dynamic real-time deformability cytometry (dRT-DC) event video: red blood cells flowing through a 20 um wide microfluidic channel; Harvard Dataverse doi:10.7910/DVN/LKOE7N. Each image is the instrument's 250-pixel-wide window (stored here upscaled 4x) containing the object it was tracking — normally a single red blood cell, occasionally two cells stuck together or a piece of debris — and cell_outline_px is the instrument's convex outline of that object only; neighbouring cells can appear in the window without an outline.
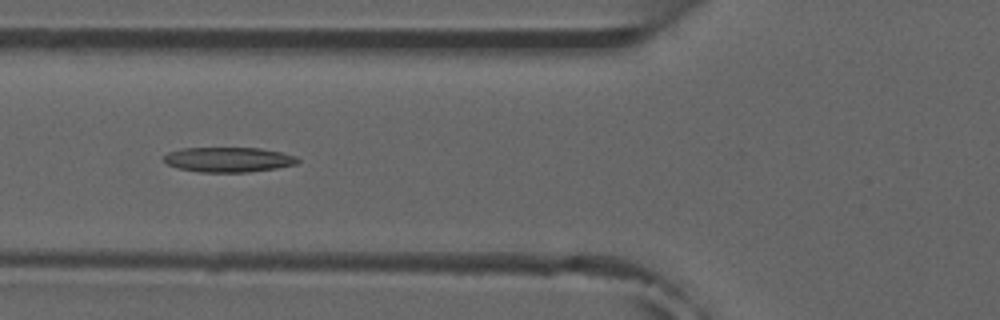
{"species": "common noctule bat (a hibernating species)", "species_latin": "Nyctalus noctula", "temperature_condition": "room temperature", "stored_images_in_passage": 5, "camera_frame_rate_fps": 3000, "um_per_image_px": 0.085, "animal": {"sex": "male", "forearm_length_mm": 52.5}, "frame": {"image": 1, "passage_image": 5, "time_ms": 4.667, "image_size_px": [1000, 320], "cell_outline_px": [[300, 160], [296, 164], [276, 168], [248, 172], [200, 172], [176, 168], [168, 164], [164, 160], [164, 156], [168, 152], [180, 148], [260, 148], [280, 152], [296, 156]], "centroid_in_image_um": [19.4, 13.56], "position_along_channel_um": 106.4, "area_um2": 19.42}}